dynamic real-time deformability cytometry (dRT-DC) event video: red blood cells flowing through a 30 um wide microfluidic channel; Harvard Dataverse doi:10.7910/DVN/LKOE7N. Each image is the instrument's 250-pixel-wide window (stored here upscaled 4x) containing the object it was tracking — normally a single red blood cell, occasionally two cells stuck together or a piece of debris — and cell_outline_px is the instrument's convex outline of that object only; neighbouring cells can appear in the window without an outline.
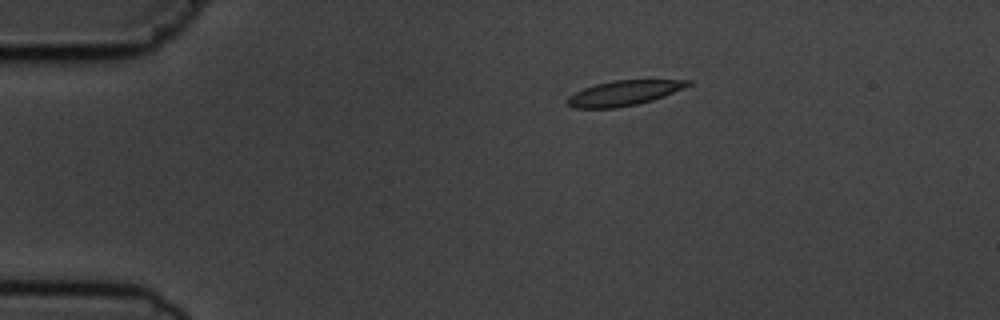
{"species": "common noctule bat (a hibernating species)", "species_latin": "Nyctalus noctula", "temperature_condition": "cold", "stored_images_in_passage": 3, "camera_frame_rate_fps": 3000, "um_per_image_px": 0.085, "animal": {"sex": "male", "body_mass_g": 19.5, "forearm_length_mm": 54.6}, "frame": {"image": 1, "passage_image": 1, "time_ms": 0.0, "image_size_px": [1000, 320], "cell_outline_px": [[692, 84], [684, 88], [664, 96], [652, 100], [636, 104], [616, 108], [572, 108], [568, 104], [568, 96], [584, 88], [596, 84], [612, 80], [692, 80]], "centroid_in_image_um": [53.04, 7.9], "position_along_channel_um": 32.0, "area_um2": 17.46}}
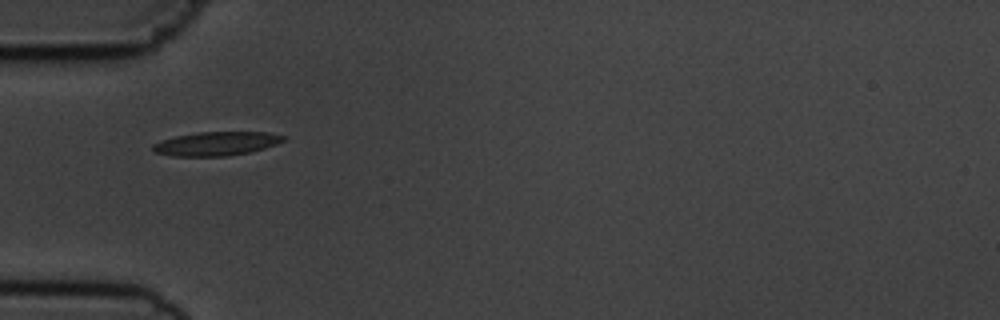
{"frame": {"image": 2, "passage_image": 3, "time_ms": 2.333, "image_size_px": [1000, 320], "cell_outline_px": [[288, 136], [284, 140], [276, 144], [264, 148], [248, 152], [228, 156], [172, 156], [156, 152], [152, 148], [152, 144], [160, 140], [176, 136], [200, 132], [268, 132]], "centroid_in_image_um": [18.4, 12.2], "position_along_channel_um": 66.6, "area_um2": 18.09}}